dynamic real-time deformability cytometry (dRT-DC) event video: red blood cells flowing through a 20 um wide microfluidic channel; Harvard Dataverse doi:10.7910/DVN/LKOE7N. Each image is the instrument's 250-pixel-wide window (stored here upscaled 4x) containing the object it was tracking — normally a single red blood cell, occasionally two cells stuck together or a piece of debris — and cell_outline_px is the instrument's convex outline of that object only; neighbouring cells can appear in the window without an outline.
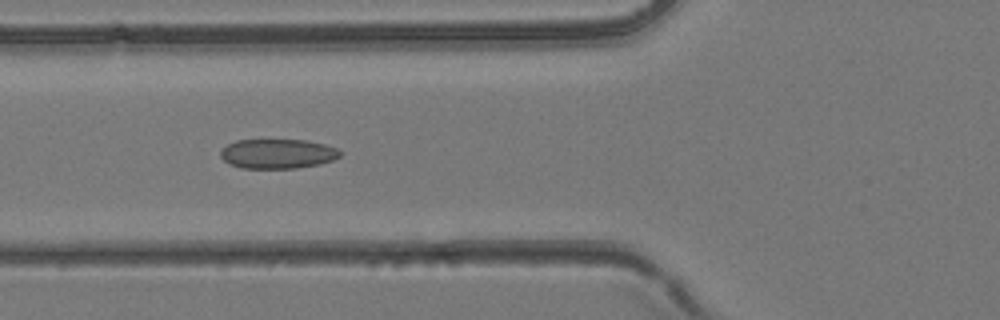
{"species": "common noctule bat (a hibernating species)", "species_latin": "Nyctalus noctula", "temperature_condition": "room temperature", "stored_images_in_passage": 43, "camera_frame_rate_fps": 3000, "um_per_image_px": 0.085, "animal": {"sex": "female", "body_mass_g": 24.6, "forearm_length_mm": 56.2}, "frame": {"image": 1, "passage_image": 16, "time_ms": 5.0, "image_size_px": [1000, 320], "cell_outline_px": [[340, 156], [332, 160], [320, 164], [296, 168], [240, 168], [228, 164], [220, 156], [220, 152], [228, 144], [236, 140], [308, 140], [324, 144], [336, 148], [340, 152]], "centroid_in_image_um": [23.58, 13.07], "position_along_channel_um": 102.2, "area_um2": 20.58}}
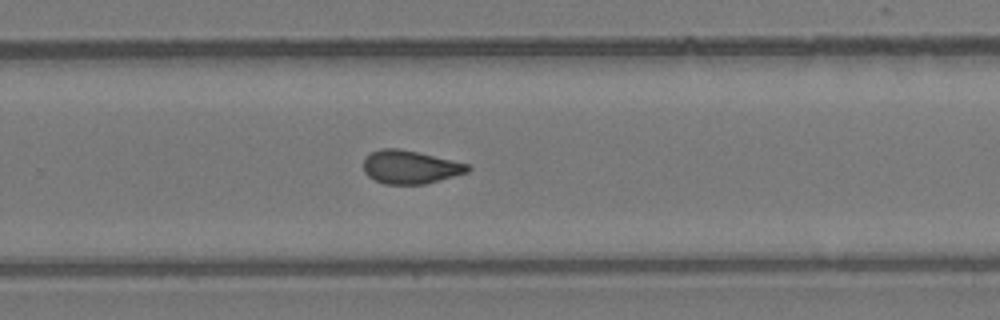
{"frame": {"image": 2, "passage_image": 28, "time_ms": 9.0, "image_size_px": [1000, 320], "cell_outline_px": [[472, 168], [468, 172], [424, 184], [384, 184], [368, 176], [364, 172], [364, 156], [380, 148], [400, 148], [468, 164]], "centroid_in_image_um": [34.83, 14.19], "position_along_channel_um": 295.0, "area_um2": 20.11}}
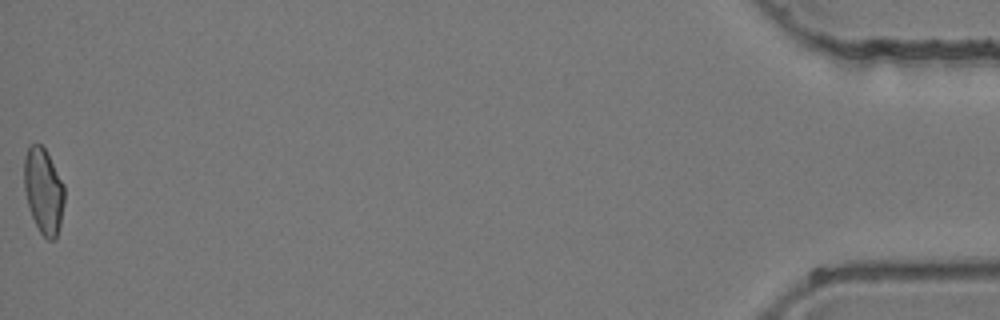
{"frame": {"image": 3, "passage_image": 43, "time_ms": 14.0, "image_size_px": [1000, 320], "cell_outline_px": [[64, 204], [60, 224], [56, 240], [48, 240], [40, 232], [32, 216], [28, 204], [24, 188], [24, 156], [28, 148], [32, 144], [40, 144], [44, 148], [64, 184]], "centroid_in_image_um": [3.7, 16.24], "position_along_channel_um": 431.5, "area_um2": 19.94}}